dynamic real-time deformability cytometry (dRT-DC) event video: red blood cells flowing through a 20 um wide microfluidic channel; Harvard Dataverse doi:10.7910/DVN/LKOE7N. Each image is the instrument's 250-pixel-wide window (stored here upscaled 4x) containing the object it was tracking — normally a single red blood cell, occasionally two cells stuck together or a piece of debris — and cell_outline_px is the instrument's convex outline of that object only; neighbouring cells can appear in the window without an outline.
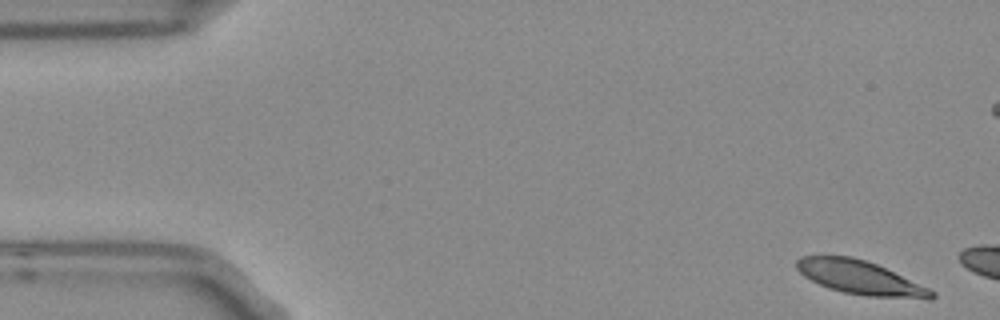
{"species": "Egyptian fruit bat (a non-hibernating species)", "species_latin": "Rousettus aegyptiacus", "temperature_condition": "room temperature", "stored_images_in_passage": 3, "camera_frame_rate_fps": 3000, "um_per_image_px": 0.085, "frame": {"image": 1, "passage_image": 1, "time_ms": 0.0, "image_size_px": [1000, 320], "cell_outline_px": [[936, 296], [932, 300], [928, 300], [868, 296], [844, 292], [828, 288], [804, 276], [796, 268], [796, 260], [800, 256], [852, 256], [876, 264], [928, 288], [936, 292]], "centroid_in_image_um": [73.14, 23.61], "position_along_channel_um": 11.9, "area_um2": 26.41}}